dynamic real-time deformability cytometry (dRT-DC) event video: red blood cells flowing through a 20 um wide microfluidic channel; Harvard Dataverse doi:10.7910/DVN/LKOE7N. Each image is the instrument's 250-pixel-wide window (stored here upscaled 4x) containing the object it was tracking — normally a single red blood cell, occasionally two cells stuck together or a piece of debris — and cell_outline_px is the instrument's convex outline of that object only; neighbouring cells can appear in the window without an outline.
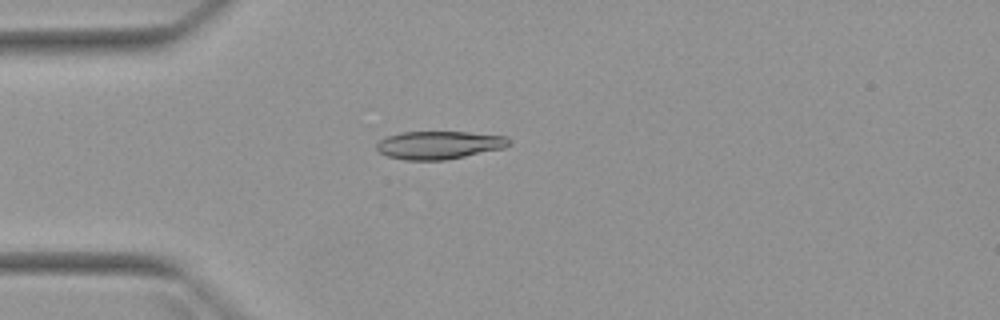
{"species": "Egyptian fruit bat (a non-hibernating species)", "species_latin": "Rousettus aegyptiacus", "temperature_condition": "warm", "stored_images_in_passage": 6, "camera_frame_rate_fps": 3000, "um_per_image_px": 0.085, "animal": {"sex": "female"}, "frame": {"image": 1, "passage_image": 4, "time_ms": 3.333, "image_size_px": [1000, 320], "cell_outline_px": [[512, 144], [504, 148], [444, 160], [404, 160], [388, 156], [380, 152], [376, 148], [376, 144], [380, 140], [388, 136], [400, 132], [468, 132], [508, 136]], "centroid_in_image_um": [37.35, 12.32], "position_along_channel_um": 47.7, "area_um2": 21.62}}